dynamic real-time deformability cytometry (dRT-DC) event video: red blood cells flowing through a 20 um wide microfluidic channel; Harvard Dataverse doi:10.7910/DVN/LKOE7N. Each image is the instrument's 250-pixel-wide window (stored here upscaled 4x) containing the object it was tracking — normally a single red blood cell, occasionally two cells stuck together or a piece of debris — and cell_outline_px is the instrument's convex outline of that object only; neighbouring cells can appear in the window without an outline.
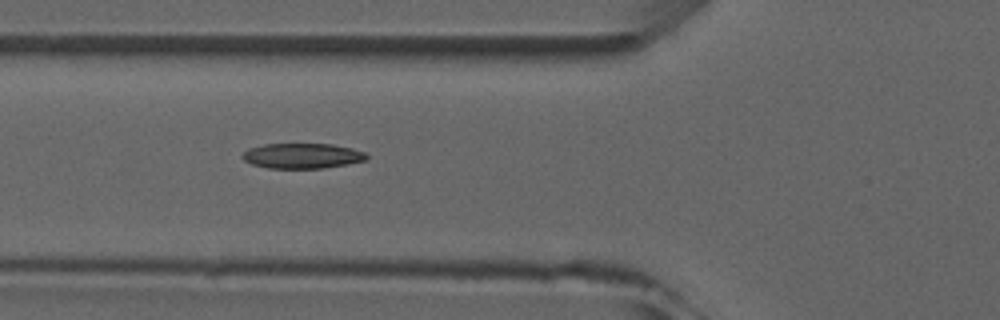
{"species": "common noctule bat (a hibernating species)", "species_latin": "Nyctalus noctula", "temperature_condition": "room temperature", "stored_images_in_passage": 6, "camera_frame_rate_fps": 3000, "um_per_image_px": 0.085, "animal": {"sex": "male", "forearm_length_mm": 52.5}, "frame": {"image": 1, "passage_image": 6, "time_ms": 5.667, "image_size_px": [1000, 320], "cell_outline_px": [[368, 160], [348, 164], [324, 168], [268, 168], [252, 164], [244, 160], [240, 156], [248, 148], [264, 144], [332, 144], [352, 148], [364, 152], [368, 156]], "centroid_in_image_um": [25.7, 13.24], "position_along_channel_um": 100.1, "area_um2": 18.32}}